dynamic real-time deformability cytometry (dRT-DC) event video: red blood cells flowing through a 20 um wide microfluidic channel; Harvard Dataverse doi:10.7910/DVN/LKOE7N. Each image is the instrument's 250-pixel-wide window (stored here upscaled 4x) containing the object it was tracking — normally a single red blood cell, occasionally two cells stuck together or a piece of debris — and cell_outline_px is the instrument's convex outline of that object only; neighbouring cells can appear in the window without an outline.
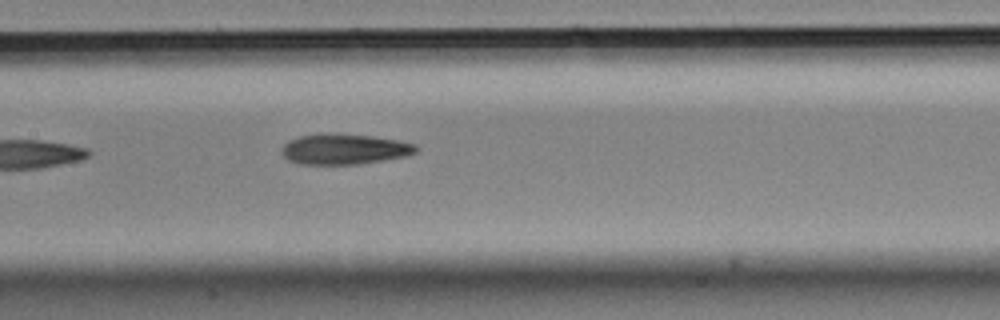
{"species": "Egyptian fruit bat (a non-hibernating species)", "species_latin": "Rousettus aegyptiacus", "temperature_condition": "cold", "stored_images_in_passage": 7, "camera_frame_rate_fps": 3000, "um_per_image_px": 0.085, "animal": {"sex": "male"}, "frame": {"image": 1, "passage_image": 7, "time_ms": 2.0, "image_size_px": [1000, 320], "cell_outline_px": [[420, 148], [416, 152], [408, 156], [360, 164], [300, 164], [288, 160], [280, 152], [280, 148], [288, 140], [300, 136], [320, 132], [372, 136], [400, 140], [416, 144]], "centroid_in_image_um": [29.27, 12.66], "position_along_channel_um": 178.1, "area_um2": 24.33}}